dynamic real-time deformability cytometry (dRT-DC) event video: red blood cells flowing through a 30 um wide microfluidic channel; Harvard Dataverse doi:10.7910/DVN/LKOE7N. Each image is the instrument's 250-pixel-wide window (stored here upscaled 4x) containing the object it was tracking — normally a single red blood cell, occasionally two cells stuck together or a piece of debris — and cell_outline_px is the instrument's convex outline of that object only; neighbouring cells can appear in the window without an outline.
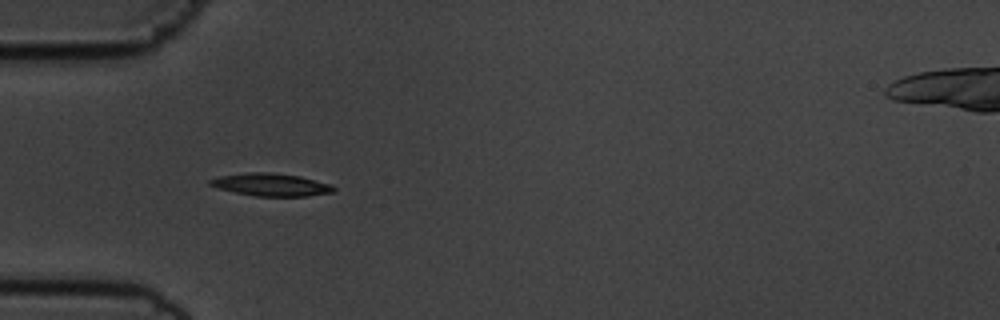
{"species": "common noctule bat (a hibernating species)", "species_latin": "Nyctalus noctula", "temperature_condition": "cold", "stored_images_in_passage": 39, "camera_frame_rate_fps": 3000, "um_per_image_px": 0.085, "animal": {"sex": "male", "body_mass_g": 19.5, "forearm_length_mm": 54.6}, "frame": {"image": 1, "passage_image": 1, "time_ms": 0.0, "image_size_px": [1000, 320], "cell_outline_px": [[336, 188], [332, 192], [308, 196], [256, 196], [236, 192], [220, 188], [208, 184], [208, 180], [220, 176], [248, 172], [268, 172], [300, 176], [332, 184]], "centroid_in_image_um": [23.07, 15.69], "position_along_channel_um": 61.9, "area_um2": 16.18}}
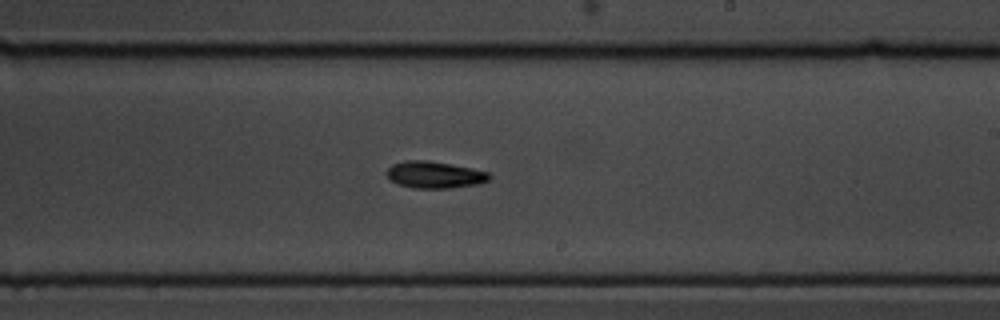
{"frame": {"image": 2, "passage_image": 17, "time_ms": 5.333, "image_size_px": [1000, 320], "cell_outline_px": [[492, 176], [488, 180], [480, 184], [448, 188], [412, 188], [396, 184], [384, 172], [392, 164], [404, 160], [428, 160], [488, 172]], "centroid_in_image_um": [36.9, 14.86], "position_along_channel_um": 252.1, "area_um2": 16.01}}
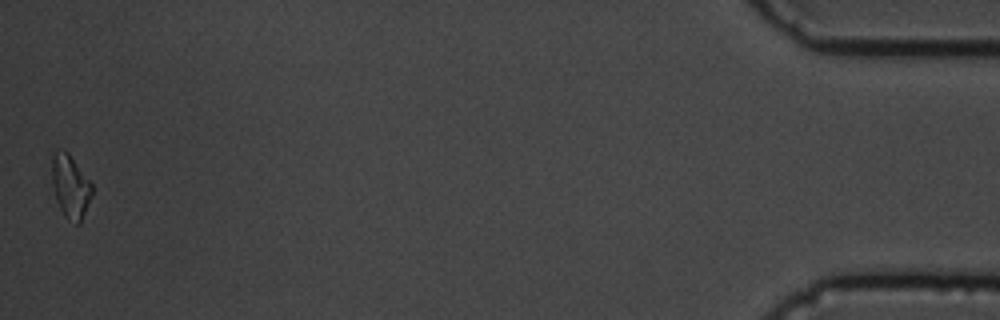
{"frame": {"image": 3, "passage_image": 39, "time_ms": 12.667, "image_size_px": [1000, 320], "cell_outline_px": [[92, 196], [80, 224], [76, 224], [68, 220], [64, 216], [56, 200], [52, 184], [52, 152], [56, 148], [64, 148], [68, 152], [92, 184]], "centroid_in_image_um": [5.97, 15.82], "position_along_channel_um": 429.2, "area_um2": 15.03}, "authors_computed_cell_mechanics": {"area_um2": 15.028, "velocity_mm_per_s": 3.6208, "shape_relaxation_time_tau1_ms": 2.3188, "shape_relaxation_time_tau2_ms": null, "deformation_change_tau1": 0.1277, "deformation_change_tau2": null}}